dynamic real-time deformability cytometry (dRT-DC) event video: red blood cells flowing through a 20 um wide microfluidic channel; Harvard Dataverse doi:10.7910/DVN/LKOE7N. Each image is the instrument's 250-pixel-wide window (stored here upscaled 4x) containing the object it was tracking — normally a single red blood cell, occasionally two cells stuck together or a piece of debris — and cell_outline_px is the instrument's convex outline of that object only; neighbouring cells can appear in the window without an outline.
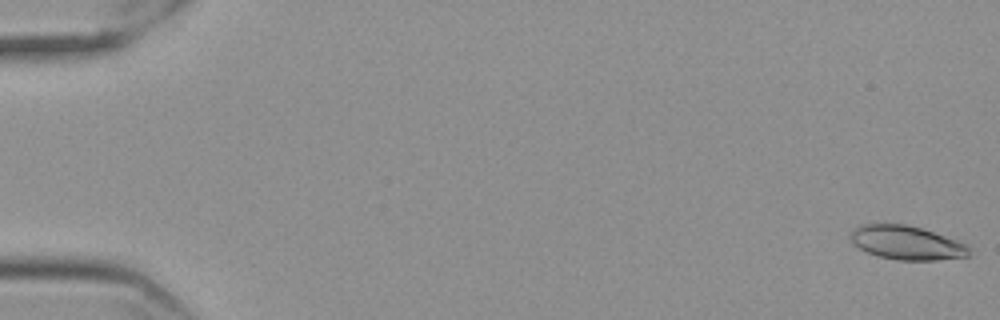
{"species": "Egyptian fruit bat (a non-hibernating species)", "species_latin": "Rousettus aegyptiacus", "temperature_condition": "cold", "stored_images_in_passage": 58, "camera_frame_rate_fps": 3000, "um_per_image_px": 0.085, "frame": {"image": 1, "passage_image": 1, "time_ms": 0.0, "image_size_px": [1000, 320], "cell_outline_px": [[968, 256], [936, 260], [896, 260], [880, 256], [868, 252], [860, 248], [852, 240], [852, 232], [860, 224], [904, 224], [920, 228], [968, 244]], "centroid_in_image_um": [77.08, 20.64], "position_along_channel_um": 7.9, "area_um2": 22.83}}
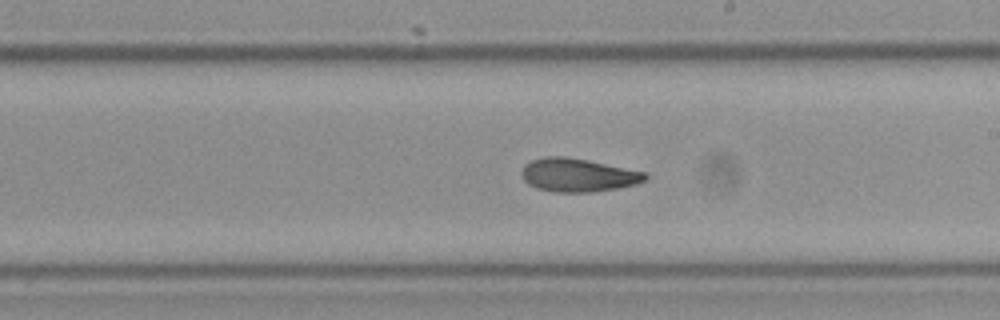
{"frame": {"image": 2, "passage_image": 34, "time_ms": 11.0, "image_size_px": [1000, 320], "cell_outline_px": [[648, 176], [644, 180], [636, 184], [616, 188], [588, 192], [556, 192], [536, 188], [528, 184], [524, 180], [520, 172], [524, 164], [532, 160], [544, 156], [564, 156], [588, 160], [648, 172]], "centroid_in_image_um": [49.11, 14.87], "position_along_channel_um": 239.9, "area_um2": 24.1}}
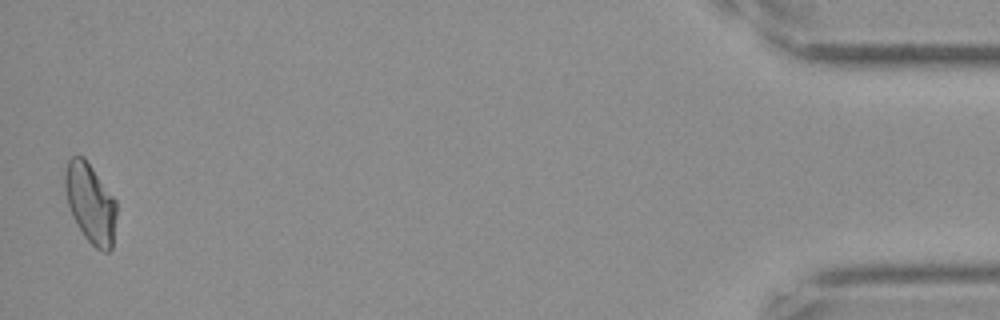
{"frame": {"image": 3, "passage_image": 57, "time_ms": 18.667, "image_size_px": [1000, 320], "cell_outline_px": [[116, 216], [112, 248], [108, 252], [104, 252], [96, 248], [84, 236], [76, 224], [72, 216], [68, 204], [64, 188], [64, 176], [68, 160], [72, 156], [84, 156], [116, 200]], "centroid_in_image_um": [7.68, 17.27], "position_along_channel_um": 427.5, "area_um2": 23.93}, "authors_computed_cell_mechanics": {"area_um2": 23.698, "velocity_mm_per_s": 3.5608, "shape_relaxation_time_tau1_ms": null, "shape_relaxation_time_tau2_ms": 3.0975, "deformation_change_tau1": null, "deformation_change_tau2": 0.0998}}